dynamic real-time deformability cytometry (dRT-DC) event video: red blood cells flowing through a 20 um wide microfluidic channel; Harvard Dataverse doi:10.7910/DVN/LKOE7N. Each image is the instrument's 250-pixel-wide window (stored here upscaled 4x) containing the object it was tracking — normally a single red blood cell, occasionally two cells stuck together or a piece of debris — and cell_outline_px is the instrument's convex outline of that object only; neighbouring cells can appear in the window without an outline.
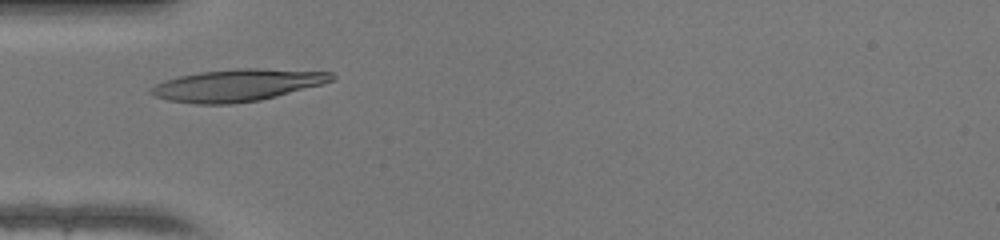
{"species": "human", "species_latin": "Homo sapiens", "temperature_condition": "warm", "stored_images_in_passage": 25, "camera_frame_rate_fps": 3000, "um_per_image_px": 0.085, "donor": {"sex": "female"}, "frame": {"image": 1, "passage_image": 1, "time_ms": 0.0, "image_size_px": [1000, 240], "cell_outline_px": [[336, 76], [332, 80], [320, 84], [276, 96], [260, 100], [232, 104], [196, 104], [168, 100], [156, 96], [148, 92], [148, 88], [164, 80], [180, 76], [200, 72], [240, 68], [260, 68], [332, 72]], "centroid_in_image_um": [20.13, 7.24], "position_along_channel_um": 64.9, "area_um2": 33.52}}
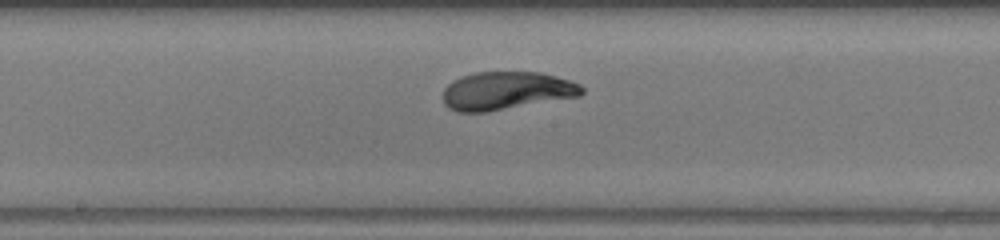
{"frame": {"image": 2, "passage_image": 11, "time_ms": 3.333, "image_size_px": [1000, 240], "cell_outline_px": [[584, 92], [580, 96], [488, 112], [456, 112], [448, 108], [444, 104], [440, 96], [444, 88], [452, 80], [476, 72], [540, 72], [572, 80], [580, 84], [584, 88]], "centroid_in_image_um": [43.03, 7.72], "position_along_channel_um": 205.2, "area_um2": 31.27}}
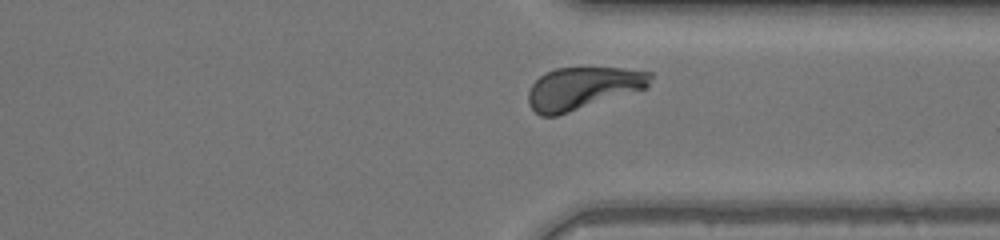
{"frame": {"image": 3, "passage_image": 22, "time_ms": 7.0, "image_size_px": [1000, 240], "cell_outline_px": [[652, 76], [648, 88], [556, 116], [540, 116], [528, 104], [528, 92], [532, 84], [544, 72], [556, 68], [624, 68], [652, 72]], "centroid_in_image_um": [49.54, 7.49], "position_along_channel_um": 361.9, "area_um2": 30.17}, "authors_computed_cell_mechanics": {"area_um2": 30.8652, "velocity_mm_per_s": 4.2628, "shape_relaxation_time_tau1_ms": 2.7366, "shape_relaxation_time_tau2_ms": null, "deformation_change_tau1": 0.1782, "deformation_change_tau2": null}}